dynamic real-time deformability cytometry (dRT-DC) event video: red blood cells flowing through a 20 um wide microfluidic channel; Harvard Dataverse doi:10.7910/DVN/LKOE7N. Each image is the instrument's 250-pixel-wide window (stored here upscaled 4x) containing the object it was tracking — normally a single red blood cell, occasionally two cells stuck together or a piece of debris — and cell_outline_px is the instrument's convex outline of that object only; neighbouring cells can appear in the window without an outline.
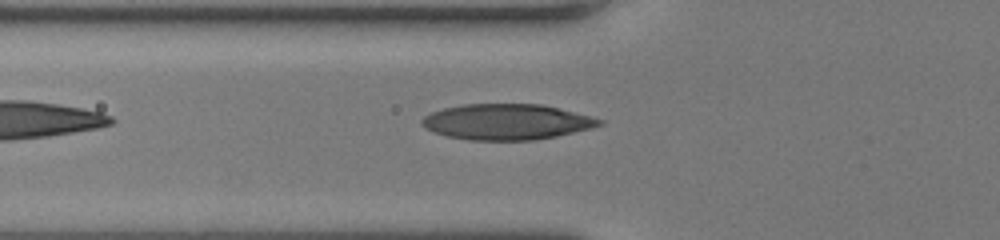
{"species": "human", "species_latin": "Homo sapiens", "temperature_condition": "room temperature", "stored_images_in_passage": 27, "camera_frame_rate_fps": 3000, "um_per_image_px": 0.085, "donor": {"sex": "female"}, "frame": {"image": 1, "passage_image": 2, "time_ms": 0.333, "image_size_px": [1000, 240], "cell_outline_px": [[604, 124], [592, 128], [556, 136], [536, 140], [468, 140], [448, 136], [436, 132], [420, 124], [420, 120], [424, 116], [432, 112], [444, 108], [464, 104], [540, 104], [592, 116], [604, 120]], "centroid_in_image_um": [43.1, 10.36], "position_along_channel_um": 82.7, "area_um2": 36.82}}
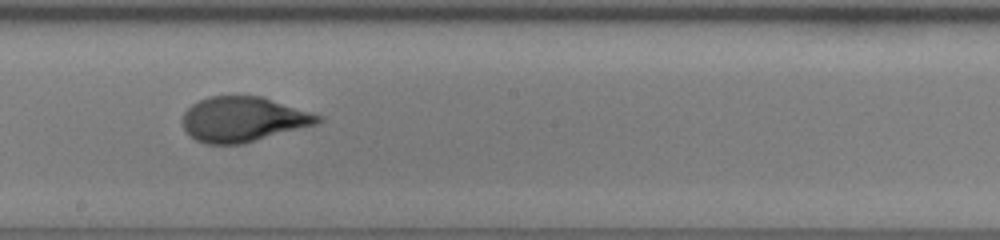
{"frame": {"image": 2, "passage_image": 12, "time_ms": 3.667, "image_size_px": [1000, 240], "cell_outline_px": [[324, 120], [316, 124], [240, 144], [208, 144], [196, 140], [184, 128], [184, 112], [192, 104], [208, 96], [260, 96], [312, 112], [324, 116]], "centroid_in_image_um": [20.69, 10.13], "position_along_channel_um": 227.5, "area_um2": 35.03}}
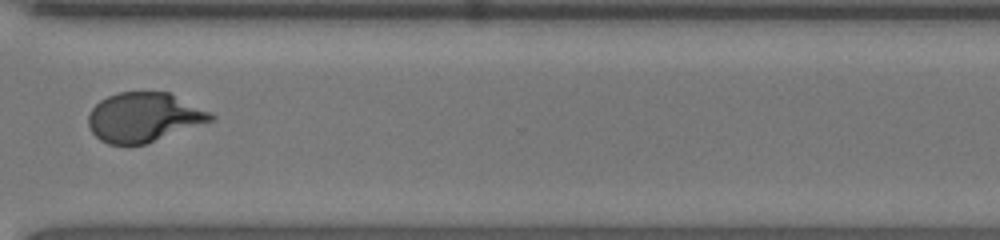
{"frame": {"image": 3, "passage_image": 21, "time_ms": 6.667, "image_size_px": [1000, 240], "cell_outline_px": [[216, 116], [212, 120], [144, 144], [108, 144], [100, 140], [88, 128], [88, 116], [92, 108], [100, 100], [116, 92], [168, 92], [212, 112]], "centroid_in_image_um": [12.2, 9.95], "position_along_channel_um": 358.4, "area_um2": 34.91}, "authors_computed_cell_mechanics": {"area_um2": 35.9516, "velocity_mm_per_s": 4.339, "shape_relaxation_time_tau1_ms": 3.8019, "shape_relaxation_time_tau2_ms": null, "deformation_change_tau1": 0.2198, "deformation_change_tau2": null}}